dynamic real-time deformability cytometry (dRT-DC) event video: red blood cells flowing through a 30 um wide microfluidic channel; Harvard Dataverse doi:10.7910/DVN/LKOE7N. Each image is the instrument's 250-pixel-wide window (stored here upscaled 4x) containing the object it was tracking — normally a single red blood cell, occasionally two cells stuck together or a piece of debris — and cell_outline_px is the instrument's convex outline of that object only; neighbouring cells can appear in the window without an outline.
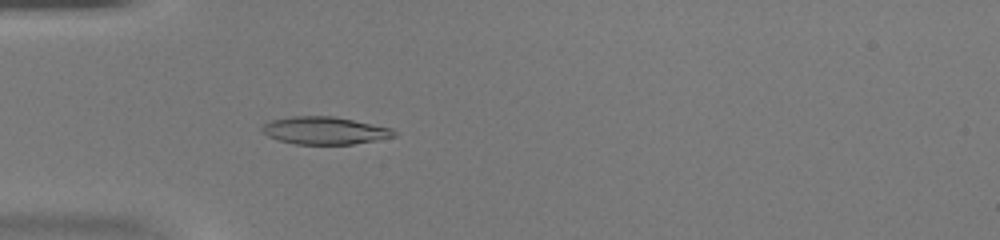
{"species": "common noctule bat (a hibernating species)", "species_latin": "Nyctalus noctula", "temperature_condition": "warm", "stored_images_in_passage": 50, "camera_frame_rate_fps": 3000, "um_per_image_px": 0.085, "animal": {"sex": "female", "body_mass_g": 20.0, "forearm_length_mm": 54.0}, "frame": {"image": 1, "passage_image": 16, "time_ms": 5.0, "image_size_px": [1000, 240], "cell_outline_px": [[396, 136], [376, 140], [352, 144], [296, 144], [280, 140], [268, 136], [260, 132], [260, 128], [264, 124], [272, 120], [292, 116], [332, 116], [392, 128], [396, 132]], "centroid_in_image_um": [27.57, 11.1], "position_along_channel_um": 57.4, "area_um2": 21.04}}
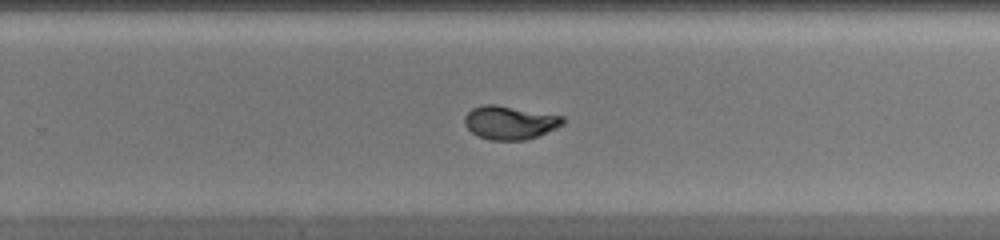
{"frame": {"image": 2, "passage_image": 33, "time_ms": 10.667, "image_size_px": [1000, 240], "cell_outline_px": [[564, 124], [556, 128], [536, 136], [524, 140], [488, 140], [472, 132], [464, 124], [464, 116], [472, 108], [484, 104], [496, 104], [564, 116]], "centroid_in_image_um": [43.32, 10.4], "position_along_channel_um": 286.5, "area_um2": 19.13}}
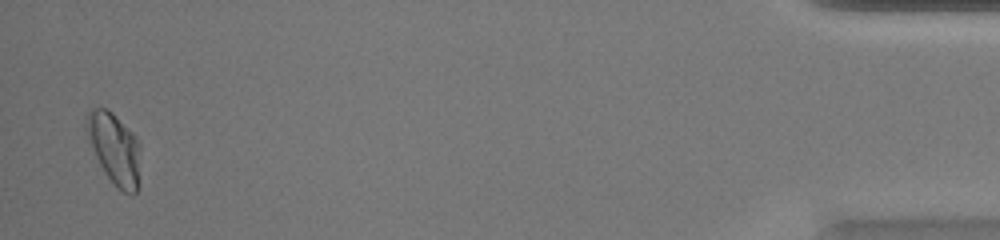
{"frame": {"image": 3, "passage_image": 49, "time_ms": 16.0, "image_size_px": [1000, 240], "cell_outline_px": [[140, 144], [136, 192], [132, 196], [124, 192], [104, 172], [96, 156], [88, 136], [84, 120], [88, 112], [92, 108], [108, 108], [136, 136]], "centroid_in_image_um": [9.72, 12.57], "position_along_channel_um": 425.5, "area_um2": 21.85}, "authors_computed_cell_mechanics": {"area_um2": 19.941, "velocity_mm_per_s": 4.1749, "shape_relaxation_time_tau1_ms": 5.3258, "shape_relaxation_time_tau2_ms": 0.7963, "deformation_change_tau1": 0.2239, "deformation_change_tau2": 0.0476}}